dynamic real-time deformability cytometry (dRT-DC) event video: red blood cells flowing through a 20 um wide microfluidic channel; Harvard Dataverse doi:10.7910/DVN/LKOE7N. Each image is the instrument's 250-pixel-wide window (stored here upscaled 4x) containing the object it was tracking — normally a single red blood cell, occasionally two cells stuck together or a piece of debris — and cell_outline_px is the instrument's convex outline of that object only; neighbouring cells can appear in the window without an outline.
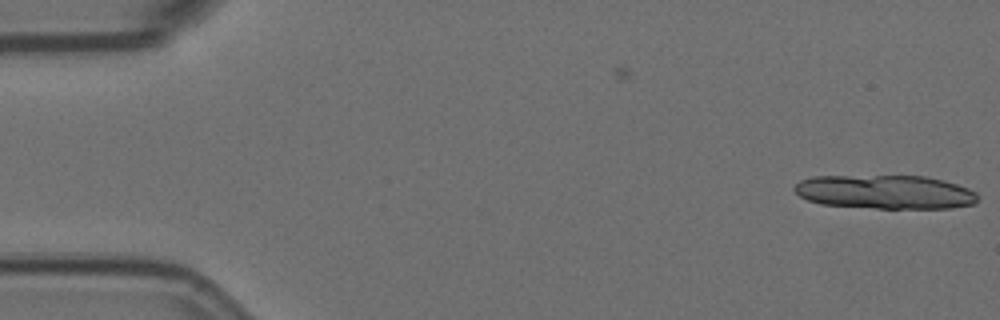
{"species": "Egyptian fruit bat (a non-hibernating species)", "species_latin": "Rousettus aegyptiacus", "temperature_condition": "room temperature", "stored_images_in_passage": 3, "camera_frame_rate_fps": 3000, "um_per_image_px": 0.085, "animal": {"sex": "female"}, "frame": {"image": 1, "passage_image": 3, "time_ms": 0.667, "image_size_px": [1000, 320], "cell_outline_px": [[976, 204], [952, 208], [876, 208], [820, 204], [808, 200], [800, 196], [792, 188], [800, 180], [812, 176], [924, 176], [944, 180], [968, 188], [976, 192]], "centroid_in_image_um": [75.23, 16.32], "position_along_channel_um": 9.8, "area_um2": 36.24}}